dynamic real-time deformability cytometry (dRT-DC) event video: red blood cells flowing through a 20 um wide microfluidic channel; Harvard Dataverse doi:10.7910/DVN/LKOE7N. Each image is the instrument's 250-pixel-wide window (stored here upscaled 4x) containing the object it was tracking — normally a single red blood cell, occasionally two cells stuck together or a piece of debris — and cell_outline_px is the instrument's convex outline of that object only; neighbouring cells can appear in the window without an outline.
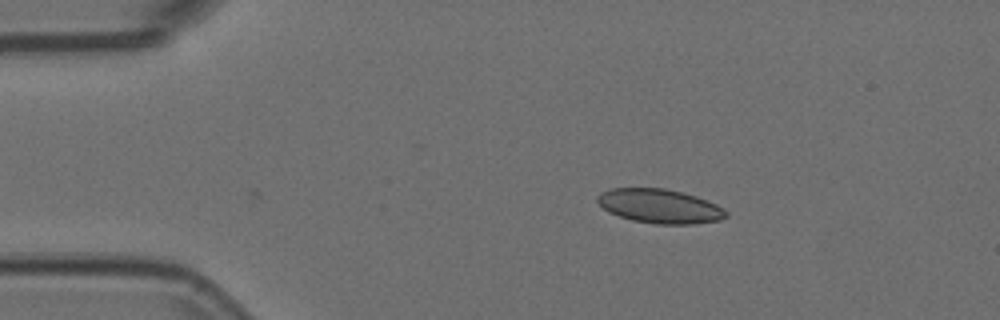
{"species": "Egyptian fruit bat (a non-hibernating species)", "species_latin": "Rousettus aegyptiacus", "temperature_condition": "room temperature", "stored_images_in_passage": 11, "segment_of_instrument_passage": [1, 2], "camera_frame_rate_fps": 3000, "um_per_image_px": 0.085, "animal": {"sex": "female"}, "frame": {"image": 1, "passage_image": 1, "time_ms": 0.0, "image_size_px": [1000, 320], "cell_outline_px": [[728, 216], [720, 220], [696, 224], [656, 224], [632, 220], [608, 212], [596, 200], [596, 196], [600, 192], [608, 188], [664, 188], [684, 192], [696, 196], [716, 204], [724, 208], [728, 212]], "centroid_in_image_um": [56.08, 17.52], "position_along_channel_um": 28.9, "area_um2": 25.84}}
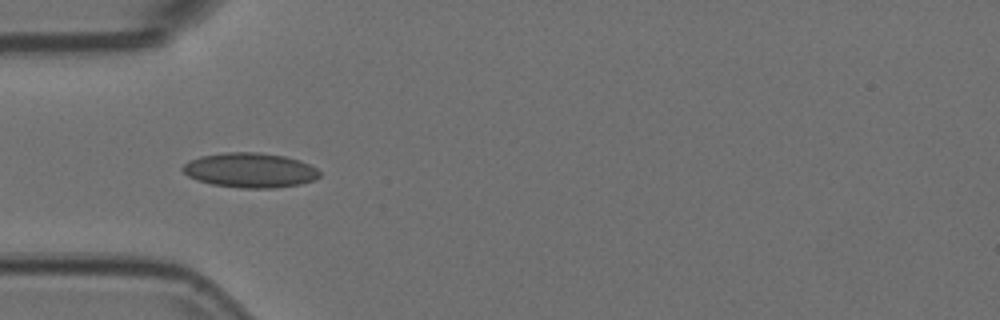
{"frame": {"image": 2, "passage_image": 8, "time_ms": 2.333, "image_size_px": [1000, 320], "cell_outline_px": [[320, 176], [312, 180], [300, 184], [272, 188], [240, 188], [212, 184], [196, 180], [188, 176], [180, 168], [188, 160], [200, 156], [224, 152], [260, 152], [284, 156], [300, 160], [316, 168], [320, 172]], "centroid_in_image_um": [21.22, 14.46], "position_along_channel_um": 63.8, "area_um2": 27.8}}